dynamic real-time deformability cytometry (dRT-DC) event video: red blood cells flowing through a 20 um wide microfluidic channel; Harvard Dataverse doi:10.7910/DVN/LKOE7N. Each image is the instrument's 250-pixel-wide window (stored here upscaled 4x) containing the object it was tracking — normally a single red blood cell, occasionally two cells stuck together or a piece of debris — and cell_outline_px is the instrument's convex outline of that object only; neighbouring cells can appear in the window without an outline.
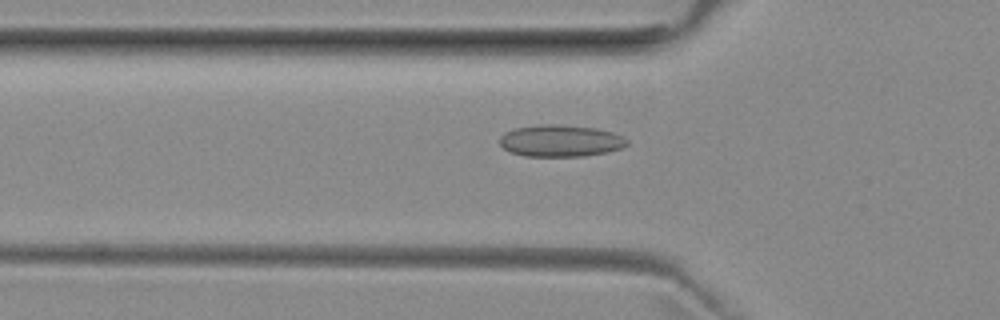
{"species": "common noctule bat (a hibernating species)", "species_latin": "Nyctalus noctula", "temperature_condition": "room temperature", "stored_images_in_passage": 50, "camera_frame_rate_fps": 3000, "um_per_image_px": 0.085, "animal": {"sex": "female", "body_mass_g": 29.2, "forearm_length_mm": 56.3}, "frame": {"image": 1, "passage_image": 17, "time_ms": 5.333, "image_size_px": [1000, 320], "cell_outline_px": [[628, 144], [620, 148], [604, 152], [584, 156], [524, 156], [512, 152], [504, 148], [500, 144], [500, 136], [504, 132], [516, 128], [540, 124], [560, 124], [596, 128], [612, 132], [624, 136], [628, 140]], "centroid_in_image_um": [47.64, 11.95], "position_along_channel_um": 78.2, "area_um2": 23.58}}
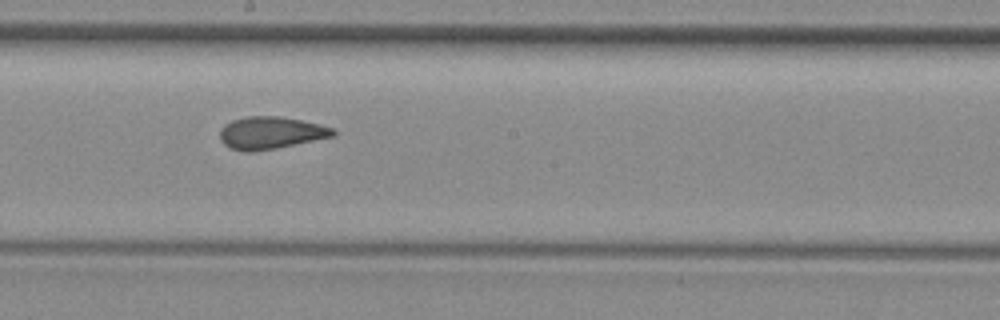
{"frame": {"image": 2, "passage_image": 28, "time_ms": 9.0, "image_size_px": [1000, 320], "cell_outline_px": [[336, 132], [332, 136], [276, 148], [252, 152], [244, 152], [228, 148], [220, 140], [220, 128], [224, 124], [232, 120], [248, 116], [280, 116], [320, 124], [332, 128]], "centroid_in_image_um": [22.94, 11.29], "position_along_channel_um": 225.3, "area_um2": 21.27}}
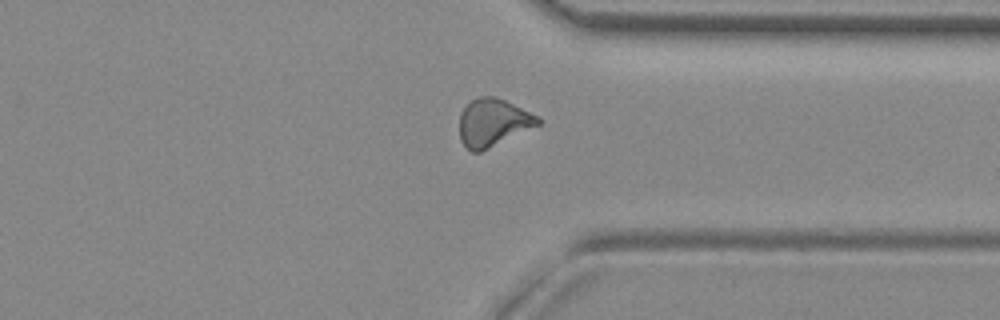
{"frame": {"image": 3, "passage_image": 39, "time_ms": 12.667, "image_size_px": [1000, 320], "cell_outline_px": [[544, 120], [540, 124], [480, 152], [472, 152], [460, 140], [460, 112], [472, 100], [480, 96], [496, 96], [540, 116]], "centroid_in_image_um": [41.93, 10.4], "position_along_channel_um": 369.5, "area_um2": 21.73}, "authors_computed_cell_mechanics": {"area_um2": 21.5016, "velocity_mm_per_s": 3.9957, "shape_relaxation_time_tau1_ms": null, "shape_relaxation_time_tau2_ms": 2.3457, "deformation_change_tau1": null, "deformation_change_tau2": 0.0909}}